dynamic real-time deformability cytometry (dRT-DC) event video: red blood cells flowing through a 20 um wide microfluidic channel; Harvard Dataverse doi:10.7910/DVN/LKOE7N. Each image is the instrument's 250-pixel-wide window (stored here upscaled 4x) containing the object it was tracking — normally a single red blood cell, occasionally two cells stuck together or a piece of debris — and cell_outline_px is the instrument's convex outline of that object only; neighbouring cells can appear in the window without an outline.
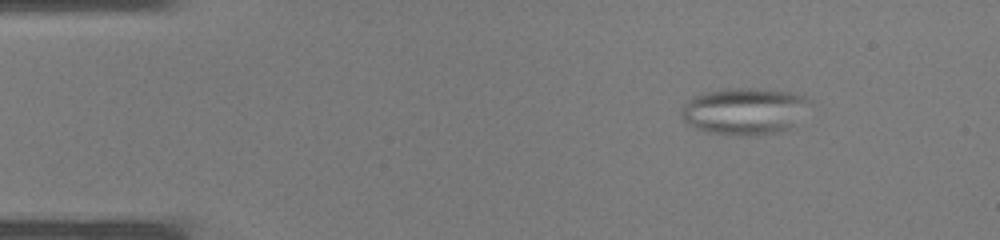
{"species": "common noctule bat (a hibernating species)", "species_latin": "Nyctalus noctula", "temperature_condition": "warm", "stored_images_in_passage": 33, "camera_frame_rate_fps": 3000, "um_per_image_px": 0.085, "animal": {"sex": "male", "body_mass_g": 19.0, "forearm_length_mm": 50.8}, "frame": {"image": 1, "passage_image": 1, "time_ms": 0.0, "image_size_px": [1000, 240], "cell_outline_px": [[808, 100], [792, 124], [788, 128], [776, 132], [756, 136], [740, 136], [704, 132], [688, 124], [684, 120], [680, 112], [684, 104], [692, 96], [708, 92], [732, 88], [748, 88], [788, 92], [804, 96]], "centroid_in_image_um": [63.15, 9.46], "position_along_channel_um": 21.9, "area_um2": 34.22}}
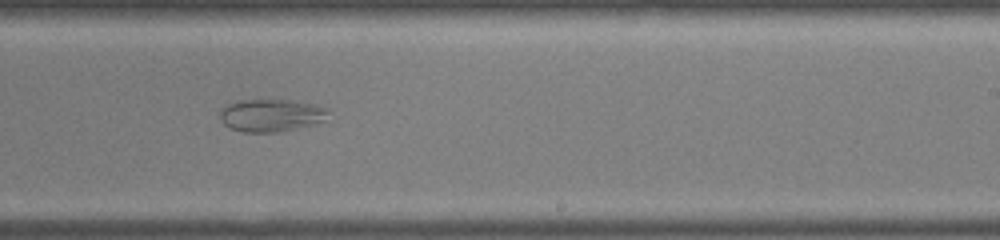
{"frame": {"image": 2, "passage_image": 19, "time_ms": 6.0, "image_size_px": [1000, 240], "cell_outline_px": [[328, 112], [324, 120], [312, 124], [280, 132], [244, 132], [228, 128], [220, 120], [220, 112], [228, 104], [240, 100], [292, 100], [312, 104], [328, 108]], "centroid_in_image_um": [23.02, 9.81], "position_along_channel_um": 266.0, "area_um2": 20.4}}
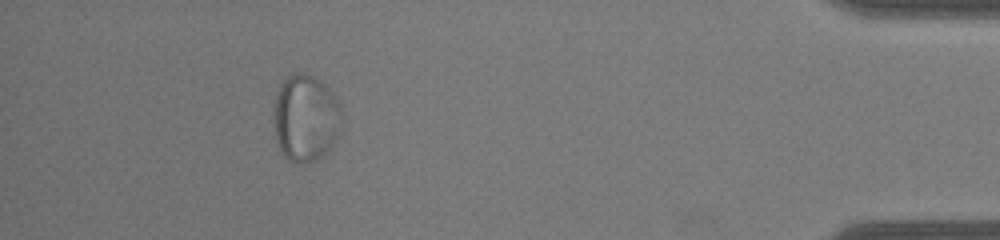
{"frame": {"image": 3, "passage_image": 30, "time_ms": 9.667, "image_size_px": [1000, 240], "cell_outline_px": [[340, 128], [332, 144], [312, 164], [296, 164], [288, 160], [280, 148], [276, 140], [272, 116], [276, 92], [280, 84], [292, 72], [304, 72], [320, 80], [328, 88], [336, 100], [340, 108]], "centroid_in_image_um": [25.92, 10.03], "position_along_channel_um": 409.3, "area_um2": 34.56}}